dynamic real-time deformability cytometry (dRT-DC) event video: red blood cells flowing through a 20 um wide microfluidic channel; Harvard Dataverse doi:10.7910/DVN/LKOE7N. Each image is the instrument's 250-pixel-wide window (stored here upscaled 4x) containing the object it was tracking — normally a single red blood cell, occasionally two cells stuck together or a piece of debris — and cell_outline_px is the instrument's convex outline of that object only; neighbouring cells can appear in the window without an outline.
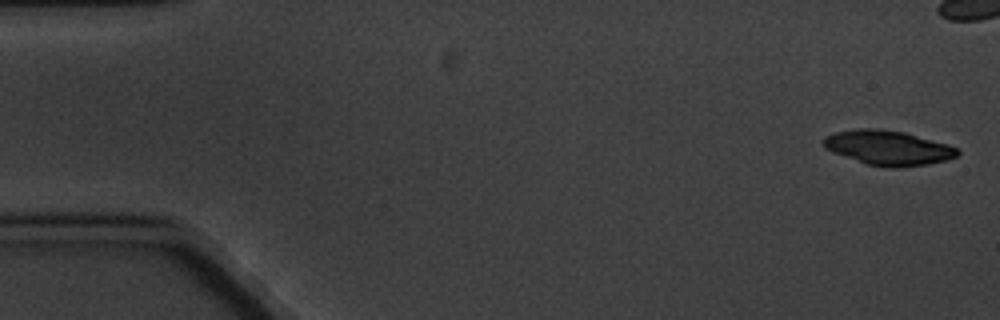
{"species": "common noctule bat (a hibernating species)", "species_latin": "Nyctalus noctula", "temperature_condition": "cold", "stored_images_in_passage": 9, "camera_frame_rate_fps": 3000, "um_per_image_px": 0.085, "animal": {"sex": "male", "body_mass_g": 20.1, "forearm_length_mm": 53.5}, "frame": {"image": 1, "passage_image": 1, "time_ms": 0.0, "image_size_px": [1000, 320], "cell_outline_px": [[960, 152], [956, 156], [948, 160], [928, 164], [892, 168], [868, 164], [832, 152], [824, 148], [820, 140], [824, 136], [836, 132], [856, 128], [880, 128], [904, 132], [944, 144], [956, 148]], "centroid_in_image_um": [75.42, 12.55], "position_along_channel_um": 9.6, "area_um2": 26.88}}